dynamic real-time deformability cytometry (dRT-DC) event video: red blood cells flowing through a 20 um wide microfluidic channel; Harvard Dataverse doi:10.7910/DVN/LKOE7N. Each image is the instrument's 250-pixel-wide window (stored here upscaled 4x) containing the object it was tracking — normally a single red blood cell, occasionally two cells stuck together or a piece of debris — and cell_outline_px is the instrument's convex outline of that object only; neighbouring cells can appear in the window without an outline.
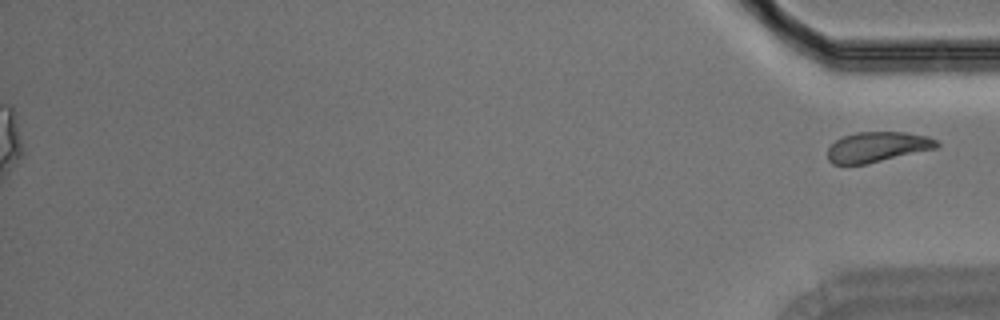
{"species": "Egyptian fruit bat (a non-hibernating species)", "species_latin": "Rousettus aegyptiacus", "temperature_condition": "room temperature", "stored_images_in_passage": 39, "segment_of_instrument_passage": [2, 2], "camera_frame_rate_fps": 3000, "um_per_image_px": 0.085, "animal": {"sex": "male"}, "frame": {"image": 1, "passage_image": 39, "time_ms": 12.667, "image_size_px": [1000, 320], "cell_outline_px": [[940, 144], [936, 148], [868, 164], [832, 164], [828, 160], [828, 148], [836, 140], [844, 136], [856, 132], [904, 132], [928, 136], [936, 140]], "centroid_in_image_um": [74.58, 12.49], "position_along_channel_um": 360.6, "area_um2": 19.19}}